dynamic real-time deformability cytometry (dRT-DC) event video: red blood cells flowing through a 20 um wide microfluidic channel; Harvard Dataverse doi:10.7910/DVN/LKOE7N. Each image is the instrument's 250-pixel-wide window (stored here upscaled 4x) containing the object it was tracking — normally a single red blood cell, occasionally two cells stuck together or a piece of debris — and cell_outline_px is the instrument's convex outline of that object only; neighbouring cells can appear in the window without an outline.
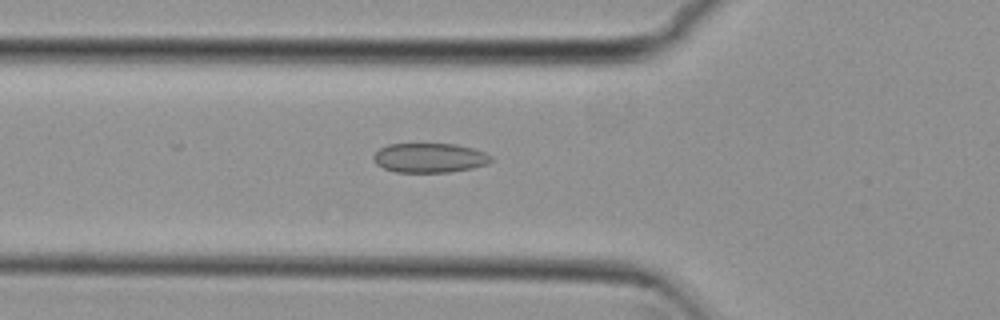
{"species": "common noctule bat (a hibernating species)", "species_latin": "Nyctalus noctula", "temperature_condition": "cold", "stored_images_in_passage": 45, "camera_frame_rate_fps": 3000, "um_per_image_px": 0.085, "animal": {"sex": "female", "body_mass_g": 29.2, "forearm_length_mm": 56.3}, "frame": {"image": 1, "passage_image": 10, "time_ms": 3.0, "image_size_px": [1000, 320], "cell_outline_px": [[492, 160], [488, 164], [472, 168], [448, 172], [396, 172], [384, 168], [376, 164], [372, 156], [380, 148], [388, 144], [456, 144], [472, 148], [484, 152], [492, 156]], "centroid_in_image_um": [36.51, 13.42], "position_along_channel_um": 89.3, "area_um2": 20.17}}
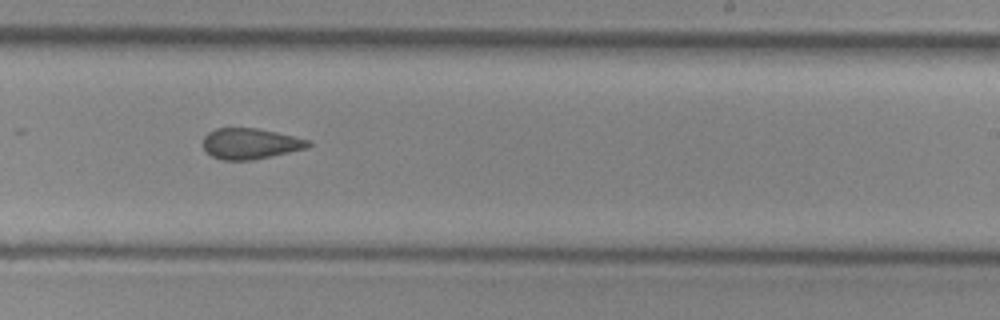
{"frame": {"image": 2, "passage_image": 24, "time_ms": 7.667, "image_size_px": [1000, 320], "cell_outline_px": [[312, 144], [308, 148], [272, 156], [252, 160], [220, 160], [212, 156], [204, 148], [204, 136], [208, 132], [216, 128], [256, 128], [276, 132], [312, 140]], "centroid_in_image_um": [21.31, 12.21], "position_along_channel_um": 267.7, "area_um2": 18.96}}
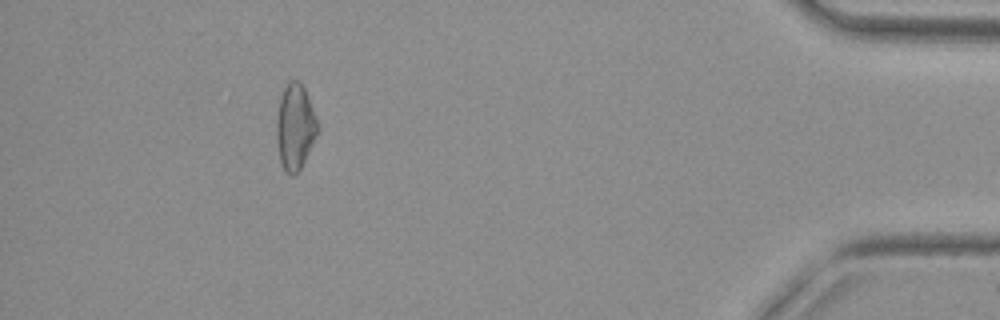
{"frame": {"image": 3, "passage_image": 40, "time_ms": 13.0, "image_size_px": [1000, 320], "cell_outline_px": [[316, 136], [300, 168], [296, 172], [288, 172], [284, 168], [280, 160], [276, 140], [276, 120], [280, 96], [288, 80], [300, 80], [304, 88], [316, 116]], "centroid_in_image_um": [25.05, 10.7], "position_along_channel_um": 410.2, "area_um2": 20.0}, "authors_computed_cell_mechanics": {"area_um2": 20.1722, "velocity_mm_per_s": 3.8196, "shape_relaxation_time_tau1_ms": null, "shape_relaxation_time_tau2_ms": 2.5933, "deformation_change_tau1": null, "deformation_change_tau2": 0.0886}}